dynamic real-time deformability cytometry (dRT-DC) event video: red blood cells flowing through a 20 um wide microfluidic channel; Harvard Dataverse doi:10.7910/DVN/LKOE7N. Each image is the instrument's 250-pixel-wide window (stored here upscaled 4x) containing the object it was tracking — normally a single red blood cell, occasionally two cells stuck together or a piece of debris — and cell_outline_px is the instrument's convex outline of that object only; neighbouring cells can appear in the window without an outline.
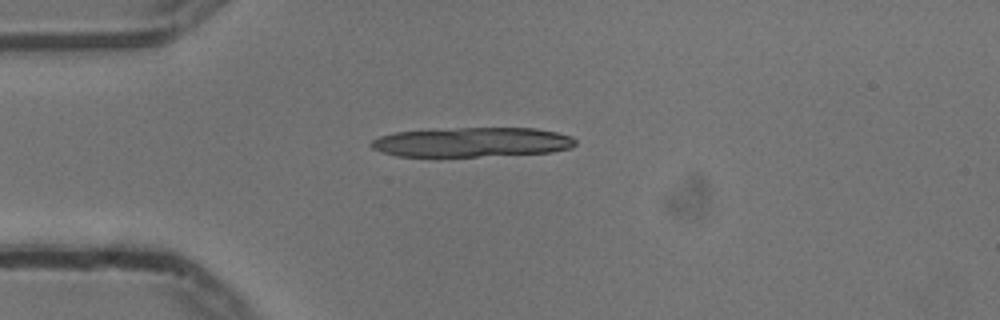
{"species": "common noctule bat (a hibernating species)", "species_latin": "Nyctalus noctula", "temperature_condition": "cold", "stored_images_in_passage": 6, "camera_frame_rate_fps": 3000, "um_per_image_px": 0.085, "animal": {"sex": "male", "body_mass_g": 13.3}, "frame": {"image": 1, "passage_image": 1, "time_ms": 0.0, "image_size_px": [1000, 320], "cell_outline_px": [[576, 144], [572, 148], [552, 152], [476, 156], [396, 156], [372, 148], [368, 144], [372, 140], [380, 136], [396, 132], [456, 128], [536, 128], [556, 132], [572, 136], [576, 140]], "centroid_in_image_um": [40.15, 12.08], "position_along_channel_um": 44.8, "area_um2": 35.03}}